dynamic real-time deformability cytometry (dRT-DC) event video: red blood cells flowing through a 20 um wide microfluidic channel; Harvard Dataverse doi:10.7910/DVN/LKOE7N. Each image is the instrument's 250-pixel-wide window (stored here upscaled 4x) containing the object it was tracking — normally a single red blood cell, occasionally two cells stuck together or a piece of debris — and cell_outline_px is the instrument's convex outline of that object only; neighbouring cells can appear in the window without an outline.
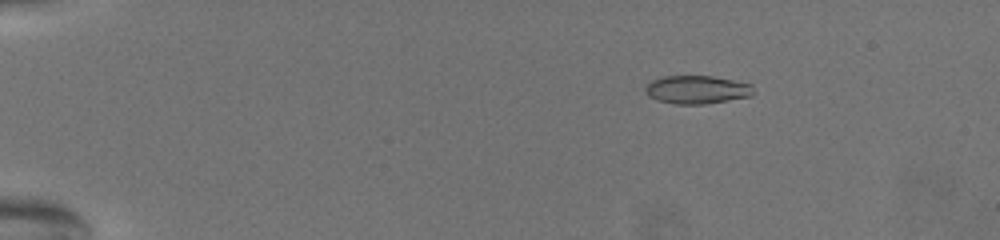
{"species": "common noctule bat (a hibernating species)", "species_latin": "Nyctalus noctula", "temperature_condition": "warm", "stored_images_in_passage": 71, "camera_frame_rate_fps": 3000, "um_per_image_px": 0.085, "animal": {"sex": "female", "body_mass_g": 19.5, "forearm_length_mm": 54.1}, "frame": {"image": 1, "passage_image": 13, "time_ms": 4.0, "image_size_px": [1000, 240], "cell_outline_px": [[756, 92], [752, 96], [704, 104], [676, 104], [656, 100], [648, 96], [644, 92], [644, 88], [652, 80], [664, 76], [712, 76], [752, 84]], "centroid_in_image_um": [59.24, 7.62], "position_along_channel_um": 25.8, "area_um2": 17.92}}
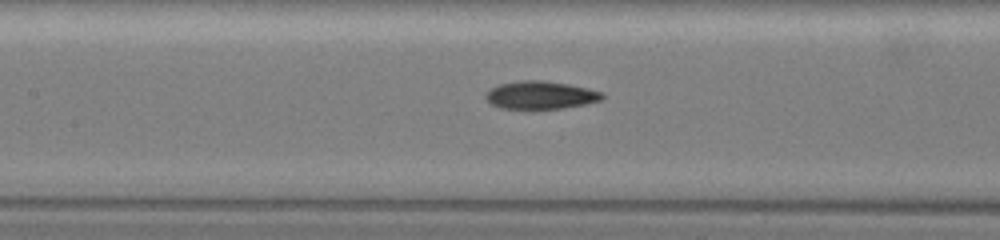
{"frame": {"image": 2, "passage_image": 37, "time_ms": 12.0, "image_size_px": [1000, 240], "cell_outline_px": [[604, 96], [600, 100], [584, 104], [564, 108], [532, 112], [500, 108], [492, 104], [484, 96], [492, 88], [500, 84], [520, 80], [540, 80], [568, 84], [588, 88], [600, 92]], "centroid_in_image_um": [45.91, 8.13], "position_along_channel_um": 161.5, "area_um2": 19.48}}
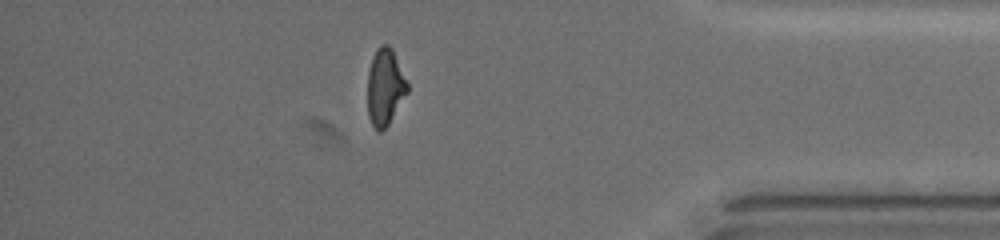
{"frame": {"image": 3, "passage_image": 63, "time_ms": 20.667, "image_size_px": [1000, 240], "cell_outline_px": [[408, 92], [388, 124], [380, 132], [372, 124], [368, 116], [368, 72], [372, 56], [376, 48], [380, 44], [388, 44], [392, 48], [408, 84]], "centroid_in_image_um": [32.72, 7.36], "position_along_channel_um": 402.5, "area_um2": 17.69}, "authors_computed_cell_mechanics": {"area_um2": 18.1492, "velocity_mm_per_s": 3.0895, "shape_relaxation_time_tau1_ms": 7.866, "shape_relaxation_time_tau2_ms": 1.6857, "deformation_change_tau1": 0.2133, "deformation_change_tau2": 0.0794}}